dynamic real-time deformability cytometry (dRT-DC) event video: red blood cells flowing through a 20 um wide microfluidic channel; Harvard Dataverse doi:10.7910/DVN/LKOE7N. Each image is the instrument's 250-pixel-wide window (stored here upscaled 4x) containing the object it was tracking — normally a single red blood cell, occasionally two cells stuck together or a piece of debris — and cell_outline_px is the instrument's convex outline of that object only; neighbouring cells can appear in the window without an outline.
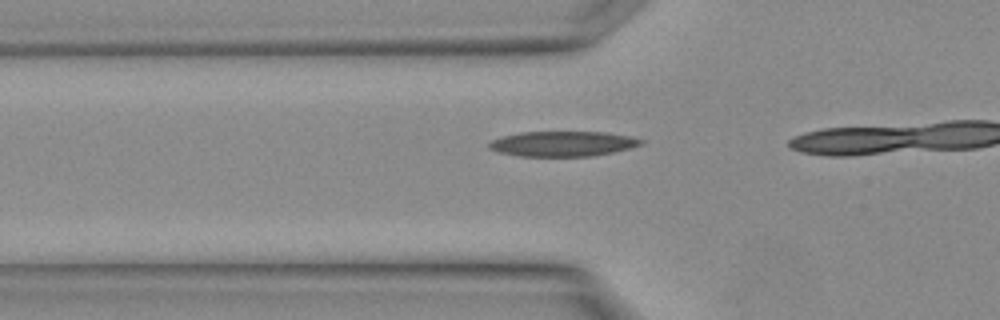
{"species": "Egyptian fruit bat (a non-hibernating species)", "species_latin": "Rousettus aegyptiacus", "temperature_condition": "warm", "stored_images_in_passage": 3, "camera_frame_rate_fps": 3000, "um_per_image_px": 0.085, "animal": {"sex": "female"}, "frame": {"image": 1, "passage_image": 2, "time_ms": 0.333, "image_size_px": [1000, 320], "cell_outline_px": [[644, 144], [612, 152], [592, 156], [520, 156], [496, 152], [488, 148], [488, 144], [492, 140], [504, 136], [520, 132], [604, 132], [628, 136], [644, 140]], "centroid_in_image_um": [47.8, 12.22], "position_along_channel_um": 78.0, "area_um2": 22.14}}